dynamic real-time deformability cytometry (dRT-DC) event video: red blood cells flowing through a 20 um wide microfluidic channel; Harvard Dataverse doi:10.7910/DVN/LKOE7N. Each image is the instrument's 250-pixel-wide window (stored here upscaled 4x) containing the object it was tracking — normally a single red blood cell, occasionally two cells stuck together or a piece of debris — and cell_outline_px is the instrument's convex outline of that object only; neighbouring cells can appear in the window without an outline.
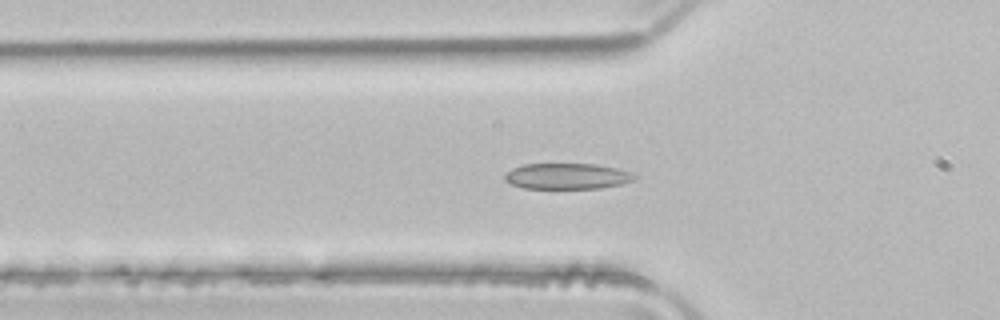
{"species": "common noctule bat (a hibernating species)", "species_latin": "Nyctalus noctula", "temperature_condition": "room temperature", "stored_images_in_passage": 42, "camera_frame_rate_fps": 3000, "um_per_image_px": 0.085, "animal": {"sex": "male", "body_mass_g": 21.5, "forearm_length_mm": 52.0}, "frame": {"image": 1, "passage_image": 12, "time_ms": 3.667, "image_size_px": [1000, 320], "cell_outline_px": [[636, 176], [632, 180], [620, 184], [600, 188], [524, 188], [512, 184], [504, 180], [504, 176], [512, 168], [524, 164], [596, 164], [616, 168], [632, 172]], "centroid_in_image_um": [48.19, 14.97], "position_along_channel_um": 77.6, "area_um2": 19.36}}
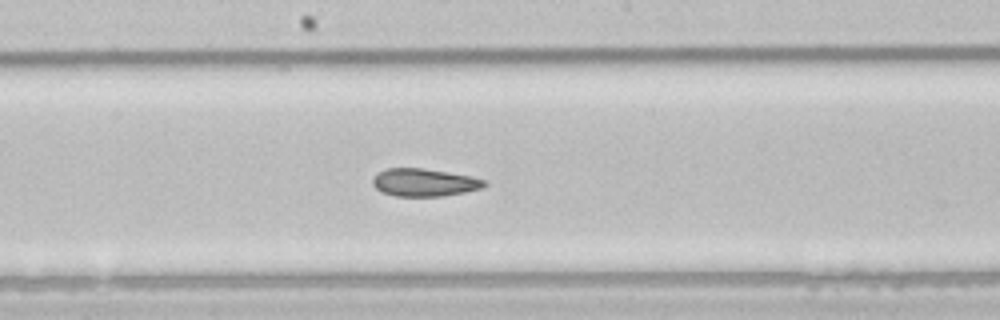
{"frame": {"image": 2, "passage_image": 22, "time_ms": 7.0, "image_size_px": [1000, 320], "cell_outline_px": [[488, 184], [484, 188], [444, 196], [396, 196], [384, 192], [376, 188], [372, 184], [372, 176], [376, 172], [388, 168], [424, 168], [472, 176], [484, 180]], "centroid_in_image_um": [36.06, 15.5], "position_along_channel_um": 212.1, "area_um2": 18.21}}
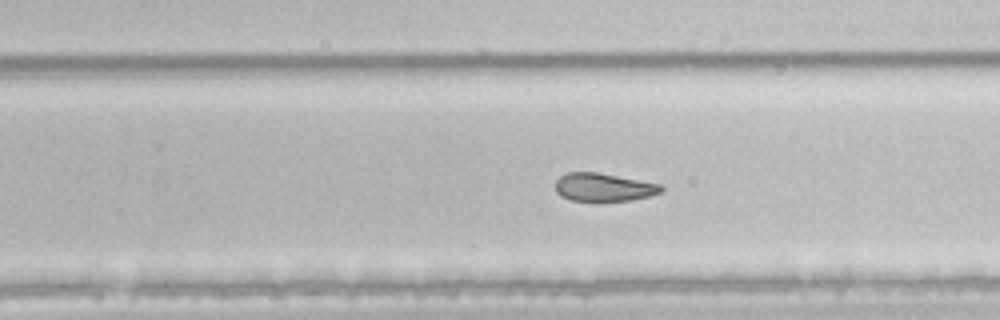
{"frame": {"image": 3, "passage_image": 27, "time_ms": 8.667, "image_size_px": [1000, 320], "cell_outline_px": [[664, 192], [632, 200], [572, 200], [560, 196], [556, 192], [556, 180], [560, 176], [568, 172], [596, 172], [660, 184], [664, 188]], "centroid_in_image_um": [51.31, 15.91], "position_along_channel_um": 278.5, "area_um2": 17.11}, "authors_computed_cell_mechanics": {"area_um2": 20.23, "velocity_mm_per_s": 4.0044, "shape_relaxation_time_tau1_ms": 3.8614, "shape_relaxation_time_tau2_ms": 1.9984, "deformation_change_tau1": 0.1062, "deformation_change_tau2": 0.0822}}